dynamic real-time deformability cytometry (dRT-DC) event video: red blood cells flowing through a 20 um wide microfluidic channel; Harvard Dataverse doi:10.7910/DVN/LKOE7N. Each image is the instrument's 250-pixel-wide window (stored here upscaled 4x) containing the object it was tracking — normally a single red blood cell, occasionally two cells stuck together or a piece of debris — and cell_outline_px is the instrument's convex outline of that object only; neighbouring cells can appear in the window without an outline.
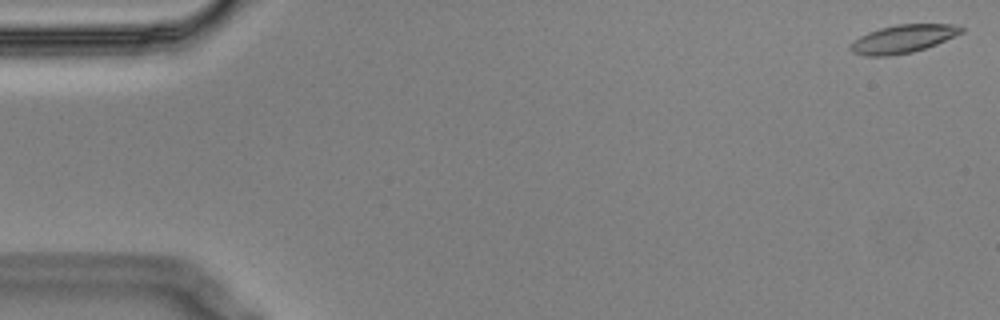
{"species": "Egyptian fruit bat (a non-hibernating species)", "species_latin": "Rousettus aegyptiacus", "temperature_condition": "cold", "stored_images_in_passage": 57, "segment_of_instrument_passage": [1, 2], "camera_frame_rate_fps": 3000, "um_per_image_px": 0.085, "animal": {"sex": "male"}, "frame": {"image": 1, "passage_image": 1, "time_ms": 0.0, "image_size_px": [1000, 320], "cell_outline_px": [[964, 32], [936, 44], [912, 52], [892, 56], [864, 56], [852, 52], [848, 48], [860, 36], [868, 32], [880, 28], [896, 24], [956, 24], [964, 28]], "centroid_in_image_um": [76.76, 3.3], "position_along_channel_um": 8.2, "area_um2": 18.15}}
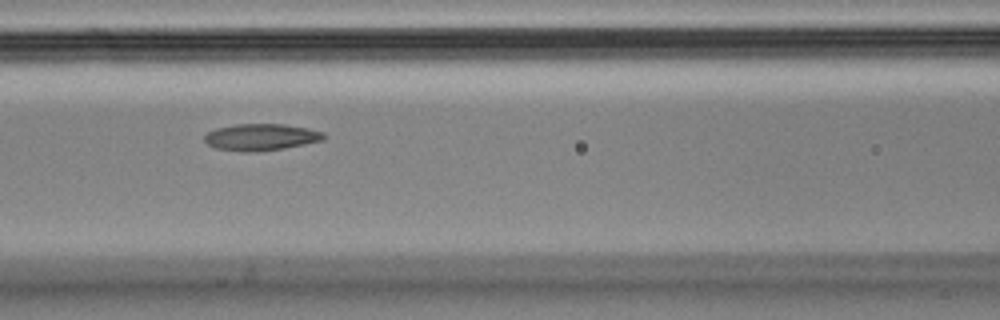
{"frame": {"image": 2, "passage_image": 24, "time_ms": 7.667, "image_size_px": [1000, 320], "cell_outline_px": [[328, 136], [324, 140], [284, 148], [256, 152], [240, 152], [216, 148], [208, 144], [204, 140], [204, 136], [208, 132], [216, 128], [236, 124], [284, 124], [308, 128], [324, 132]], "centroid_in_image_um": [22.21, 11.66], "position_along_channel_um": 144.4, "area_um2": 18.73}}
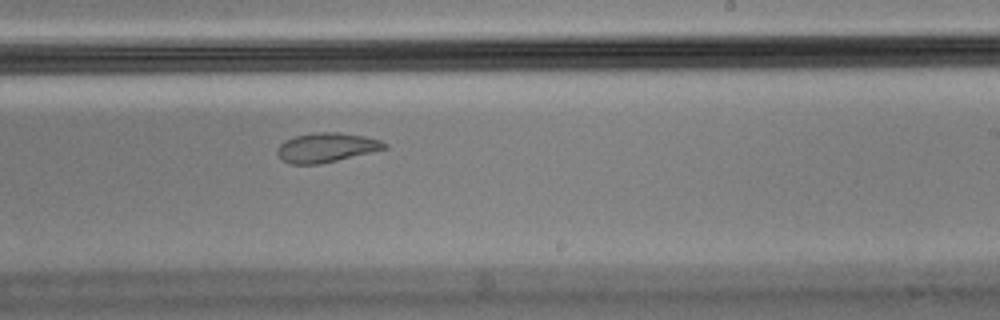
{"frame": {"image": 3, "passage_image": 34, "time_ms": 11.0, "image_size_px": [1000, 320], "cell_outline_px": [[388, 148], [320, 164], [288, 164], [280, 160], [276, 152], [276, 148], [284, 140], [292, 136], [312, 132], [340, 132], [364, 136], [380, 140], [388, 144]], "centroid_in_image_um": [27.68, 12.53], "position_along_channel_um": 261.3, "area_um2": 18.67}}